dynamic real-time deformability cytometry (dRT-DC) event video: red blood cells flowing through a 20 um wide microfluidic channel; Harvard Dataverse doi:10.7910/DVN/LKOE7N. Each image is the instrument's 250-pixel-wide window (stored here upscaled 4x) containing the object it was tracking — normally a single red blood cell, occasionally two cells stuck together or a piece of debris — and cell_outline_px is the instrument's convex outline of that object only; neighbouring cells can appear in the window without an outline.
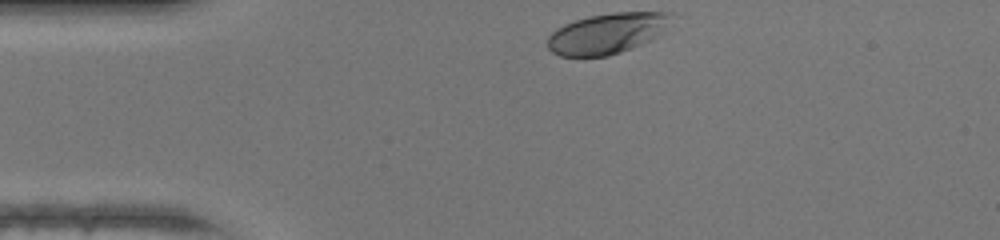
{"species": "human", "species_latin": "Homo sapiens", "temperature_condition": "warm", "stored_images_in_passage": 29, "camera_frame_rate_fps": 3000, "um_per_image_px": 0.085, "donor": {"sex": "female"}, "frame": {"image": 1, "passage_image": 1, "time_ms": 0.0, "image_size_px": [1000, 240], "cell_outline_px": [[672, 12], [664, 28], [652, 40], [632, 48], [608, 56], [560, 56], [552, 52], [548, 48], [548, 36], [556, 28], [564, 24], [588, 16], [612, 12]], "centroid_in_image_um": [51.55, 2.84], "position_along_channel_um": 33.4, "area_um2": 29.02}}
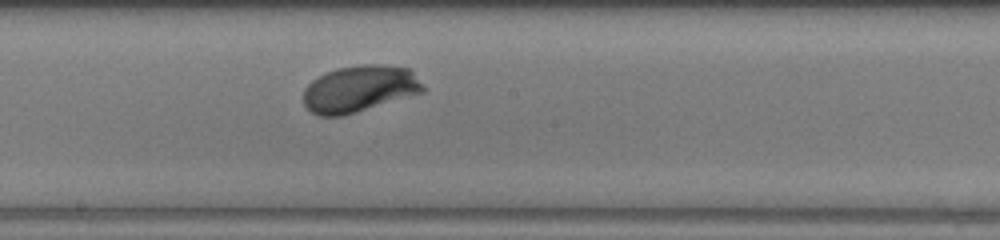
{"frame": {"image": 2, "passage_image": 17, "time_ms": 5.333, "image_size_px": [1000, 240], "cell_outline_px": [[424, 92], [344, 116], [320, 116], [312, 112], [304, 104], [304, 88], [312, 80], [336, 68], [360, 64], [384, 64], [412, 68], [424, 88]], "centroid_in_image_um": [30.58, 7.54], "position_along_channel_um": 217.6, "area_um2": 32.71}}
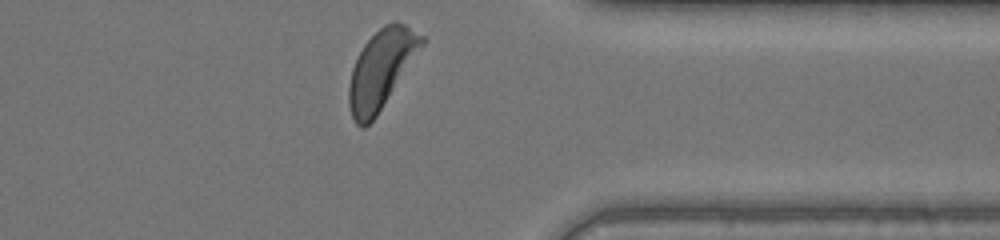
{"frame": {"image": 3, "passage_image": 29, "time_ms": 9.333, "image_size_px": [1000, 240], "cell_outline_px": [[428, 40], [376, 116], [364, 128], [360, 128], [356, 124], [352, 116], [348, 104], [348, 84], [352, 68], [364, 44], [384, 24], [392, 20], [396, 20], [404, 24], [424, 36]], "centroid_in_image_um": [32.42, 5.86], "position_along_channel_um": 379.0, "area_um2": 33.35}, "authors_computed_cell_mechanics": {"area_um2": 31.6166, "velocity_mm_per_s": 4.2865, "shape_relaxation_time_tau1_ms": 1.8142, "shape_relaxation_time_tau2_ms": null, "deformation_change_tau1": 0.1363, "deformation_change_tau2": null}}